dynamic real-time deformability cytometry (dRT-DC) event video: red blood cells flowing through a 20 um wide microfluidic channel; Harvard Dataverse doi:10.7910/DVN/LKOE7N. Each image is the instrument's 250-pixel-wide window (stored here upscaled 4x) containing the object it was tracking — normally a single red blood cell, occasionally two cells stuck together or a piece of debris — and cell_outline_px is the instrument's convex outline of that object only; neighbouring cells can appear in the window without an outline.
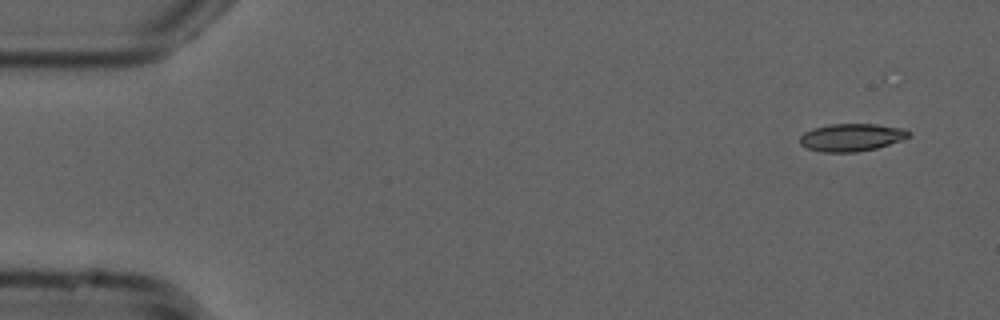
{"species": "common noctule bat (a hibernating species)", "species_latin": "Nyctalus noctula", "temperature_condition": "cold", "stored_images_in_passage": 24, "camera_frame_rate_fps": 3000, "um_per_image_px": 0.085, "animal": {"sex": "male", "forearm_length_mm": 52.5}, "frame": {"image": 1, "passage_image": 1, "time_ms": 0.0, "image_size_px": [1000, 320], "cell_outline_px": [[912, 136], [876, 148], [856, 152], [820, 152], [808, 148], [800, 144], [800, 136], [804, 132], [812, 128], [832, 124], [876, 124], [904, 128], [912, 132]], "centroid_in_image_um": [72.39, 11.67], "position_along_channel_um": 12.6, "area_um2": 17.57}}
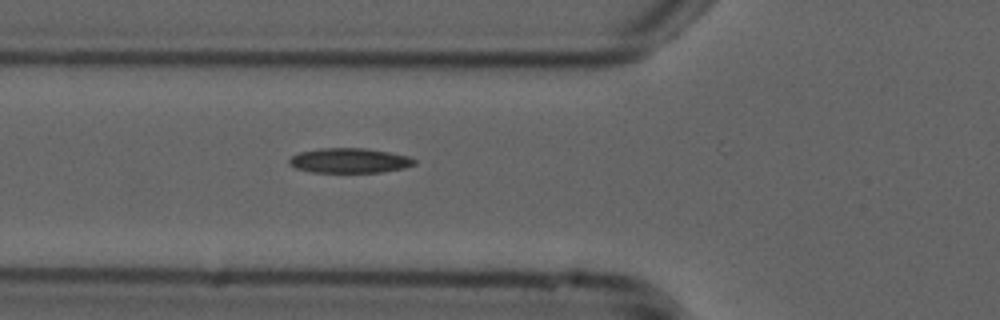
{"frame": {"image": 2, "passage_image": 17, "time_ms": 5.333, "image_size_px": [1000, 320], "cell_outline_px": [[416, 164], [404, 168], [380, 172], [312, 172], [296, 168], [288, 164], [288, 160], [292, 156], [300, 152], [320, 148], [364, 148], [388, 152], [408, 156], [416, 160]], "centroid_in_image_um": [29.69, 13.65], "position_along_channel_um": 96.1, "area_um2": 18.03}}
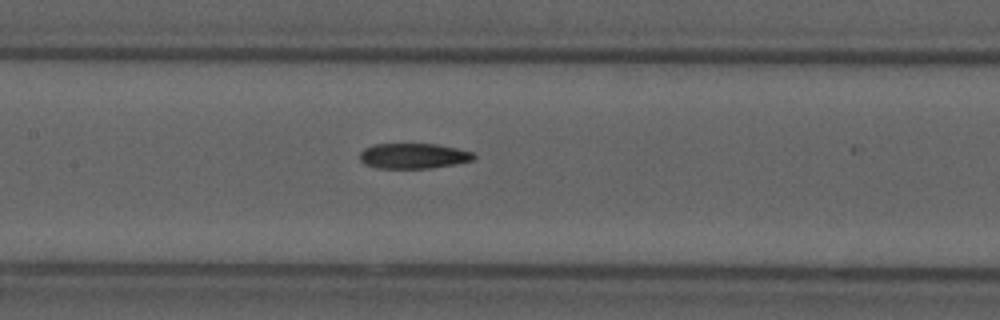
{"frame": {"image": 3, "passage_image": 23, "time_ms": 7.333, "image_size_px": [1000, 320], "cell_outline_px": [[476, 156], [472, 160], [432, 168], [376, 168], [364, 164], [360, 160], [360, 152], [364, 148], [372, 144], [436, 144], [456, 148], [472, 152]], "centroid_in_image_um": [35.09, 13.25], "position_along_channel_um": 172.3, "area_um2": 16.76}}